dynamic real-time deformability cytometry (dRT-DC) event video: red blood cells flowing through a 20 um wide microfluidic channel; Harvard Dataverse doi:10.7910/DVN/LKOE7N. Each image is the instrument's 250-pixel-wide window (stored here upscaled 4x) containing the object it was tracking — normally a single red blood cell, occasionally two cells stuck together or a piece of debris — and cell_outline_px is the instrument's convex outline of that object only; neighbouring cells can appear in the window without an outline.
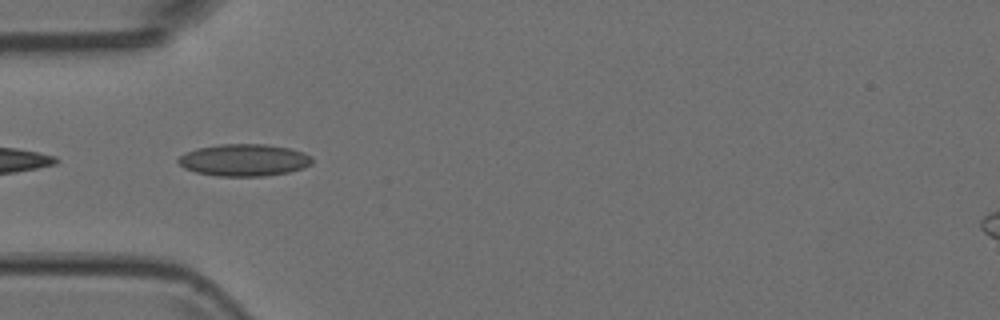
{"species": "Egyptian fruit bat (a non-hibernating species)", "species_latin": "Rousettus aegyptiacus", "temperature_condition": "room temperature", "stored_images_in_passage": 7, "camera_frame_rate_fps": 3000, "um_per_image_px": 0.085, "animal": {"sex": "female"}, "frame": {"image": 1, "passage_image": 5, "time_ms": 1.333, "image_size_px": [1000, 320], "cell_outline_px": [[312, 164], [304, 168], [288, 172], [264, 176], [216, 176], [196, 172], [184, 168], [176, 160], [180, 156], [196, 148], [220, 144], [264, 144], [288, 148], [304, 152], [312, 156]], "centroid_in_image_um": [20.76, 13.61], "position_along_channel_um": 64.2, "area_um2": 25.03}}
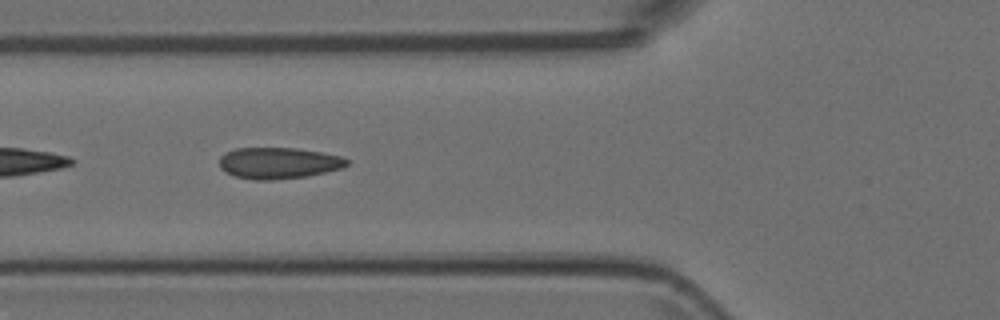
{"frame": {"image": 2, "passage_image": 6, "time_ms": 1.667, "image_size_px": [1000, 320], "cell_outline_px": [[348, 164], [340, 168], [308, 176], [272, 180], [252, 180], [236, 176], [224, 172], [220, 168], [220, 156], [224, 152], [236, 148], [296, 148], [344, 156], [348, 160]], "centroid_in_image_um": [23.64, 13.86], "position_along_channel_um": 102.2, "area_um2": 23.35}}
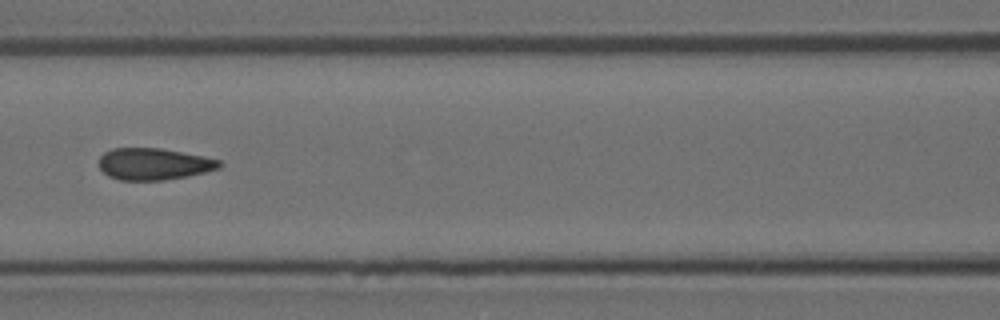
{"frame": {"image": 3, "passage_image": 7, "time_ms": 2.0, "image_size_px": [1000, 320], "cell_outline_px": [[224, 164], [220, 168], [188, 176], [164, 180], [120, 180], [108, 176], [100, 168], [100, 156], [104, 152], [112, 148], [160, 148], [204, 156], [220, 160]], "centroid_in_image_um": [13.09, 13.94], "position_along_channel_um": 153.5, "area_um2": 22.31}}